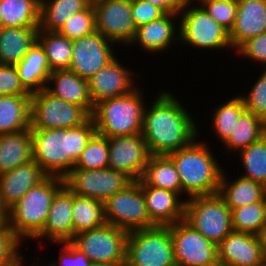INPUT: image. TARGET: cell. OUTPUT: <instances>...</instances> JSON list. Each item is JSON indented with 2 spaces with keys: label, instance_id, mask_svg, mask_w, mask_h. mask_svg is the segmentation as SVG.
I'll use <instances>...</instances> for the list:
<instances>
[{
  "label": "cell",
  "instance_id": "cell-9",
  "mask_svg": "<svg viewBox=\"0 0 266 266\" xmlns=\"http://www.w3.org/2000/svg\"><path fill=\"white\" fill-rule=\"evenodd\" d=\"M90 118L83 107L53 96L45 88L31 93V130L70 129L83 125Z\"/></svg>",
  "mask_w": 266,
  "mask_h": 266
},
{
  "label": "cell",
  "instance_id": "cell-8",
  "mask_svg": "<svg viewBox=\"0 0 266 266\" xmlns=\"http://www.w3.org/2000/svg\"><path fill=\"white\" fill-rule=\"evenodd\" d=\"M184 220L216 245L233 231L231 210L218 193L188 198Z\"/></svg>",
  "mask_w": 266,
  "mask_h": 266
},
{
  "label": "cell",
  "instance_id": "cell-5",
  "mask_svg": "<svg viewBox=\"0 0 266 266\" xmlns=\"http://www.w3.org/2000/svg\"><path fill=\"white\" fill-rule=\"evenodd\" d=\"M144 93V89L137 86L126 95L96 103L91 114L96 133L107 138L141 134L144 109L147 104L144 101Z\"/></svg>",
  "mask_w": 266,
  "mask_h": 266
},
{
  "label": "cell",
  "instance_id": "cell-29",
  "mask_svg": "<svg viewBox=\"0 0 266 266\" xmlns=\"http://www.w3.org/2000/svg\"><path fill=\"white\" fill-rule=\"evenodd\" d=\"M31 95L0 96V134L30 129Z\"/></svg>",
  "mask_w": 266,
  "mask_h": 266
},
{
  "label": "cell",
  "instance_id": "cell-35",
  "mask_svg": "<svg viewBox=\"0 0 266 266\" xmlns=\"http://www.w3.org/2000/svg\"><path fill=\"white\" fill-rule=\"evenodd\" d=\"M225 102V103H224ZM218 105L215 109H212V131L215 134L216 139L224 144L230 137L234 125L240 118L241 114L246 110L242 98L236 94V96L229 98L228 101H224Z\"/></svg>",
  "mask_w": 266,
  "mask_h": 266
},
{
  "label": "cell",
  "instance_id": "cell-45",
  "mask_svg": "<svg viewBox=\"0 0 266 266\" xmlns=\"http://www.w3.org/2000/svg\"><path fill=\"white\" fill-rule=\"evenodd\" d=\"M56 245L61 246L59 260L53 259L52 262H44L45 266H91L92 262L71 242L57 243Z\"/></svg>",
  "mask_w": 266,
  "mask_h": 266
},
{
  "label": "cell",
  "instance_id": "cell-24",
  "mask_svg": "<svg viewBox=\"0 0 266 266\" xmlns=\"http://www.w3.org/2000/svg\"><path fill=\"white\" fill-rule=\"evenodd\" d=\"M45 89L53 96L83 107L90 115L94 110L89 82L68 69L52 71Z\"/></svg>",
  "mask_w": 266,
  "mask_h": 266
},
{
  "label": "cell",
  "instance_id": "cell-32",
  "mask_svg": "<svg viewBox=\"0 0 266 266\" xmlns=\"http://www.w3.org/2000/svg\"><path fill=\"white\" fill-rule=\"evenodd\" d=\"M92 0H50L40 7L39 30L59 31L70 16L83 11Z\"/></svg>",
  "mask_w": 266,
  "mask_h": 266
},
{
  "label": "cell",
  "instance_id": "cell-27",
  "mask_svg": "<svg viewBox=\"0 0 266 266\" xmlns=\"http://www.w3.org/2000/svg\"><path fill=\"white\" fill-rule=\"evenodd\" d=\"M33 161L31 129L0 134V175Z\"/></svg>",
  "mask_w": 266,
  "mask_h": 266
},
{
  "label": "cell",
  "instance_id": "cell-38",
  "mask_svg": "<svg viewBox=\"0 0 266 266\" xmlns=\"http://www.w3.org/2000/svg\"><path fill=\"white\" fill-rule=\"evenodd\" d=\"M234 231L262 236L266 227V199L231 210Z\"/></svg>",
  "mask_w": 266,
  "mask_h": 266
},
{
  "label": "cell",
  "instance_id": "cell-23",
  "mask_svg": "<svg viewBox=\"0 0 266 266\" xmlns=\"http://www.w3.org/2000/svg\"><path fill=\"white\" fill-rule=\"evenodd\" d=\"M48 175L33 160L0 175V197L9 209L21 199L30 188L38 185Z\"/></svg>",
  "mask_w": 266,
  "mask_h": 266
},
{
  "label": "cell",
  "instance_id": "cell-47",
  "mask_svg": "<svg viewBox=\"0 0 266 266\" xmlns=\"http://www.w3.org/2000/svg\"><path fill=\"white\" fill-rule=\"evenodd\" d=\"M132 17L135 27L160 19L166 13L156 5L142 0H131Z\"/></svg>",
  "mask_w": 266,
  "mask_h": 266
},
{
  "label": "cell",
  "instance_id": "cell-22",
  "mask_svg": "<svg viewBox=\"0 0 266 266\" xmlns=\"http://www.w3.org/2000/svg\"><path fill=\"white\" fill-rule=\"evenodd\" d=\"M238 9L229 39L233 50L246 40L266 32V0H238Z\"/></svg>",
  "mask_w": 266,
  "mask_h": 266
},
{
  "label": "cell",
  "instance_id": "cell-43",
  "mask_svg": "<svg viewBox=\"0 0 266 266\" xmlns=\"http://www.w3.org/2000/svg\"><path fill=\"white\" fill-rule=\"evenodd\" d=\"M23 242L7 226L0 229V266H16L23 258Z\"/></svg>",
  "mask_w": 266,
  "mask_h": 266
},
{
  "label": "cell",
  "instance_id": "cell-18",
  "mask_svg": "<svg viewBox=\"0 0 266 266\" xmlns=\"http://www.w3.org/2000/svg\"><path fill=\"white\" fill-rule=\"evenodd\" d=\"M120 61L116 56L88 80L94 105L104 99L126 95L140 86L137 81L135 82L136 77L140 75Z\"/></svg>",
  "mask_w": 266,
  "mask_h": 266
},
{
  "label": "cell",
  "instance_id": "cell-15",
  "mask_svg": "<svg viewBox=\"0 0 266 266\" xmlns=\"http://www.w3.org/2000/svg\"><path fill=\"white\" fill-rule=\"evenodd\" d=\"M114 46L115 43L97 31L73 40L68 70L88 81L118 55Z\"/></svg>",
  "mask_w": 266,
  "mask_h": 266
},
{
  "label": "cell",
  "instance_id": "cell-11",
  "mask_svg": "<svg viewBox=\"0 0 266 266\" xmlns=\"http://www.w3.org/2000/svg\"><path fill=\"white\" fill-rule=\"evenodd\" d=\"M128 232L109 223L79 232L70 241L92 263L125 264Z\"/></svg>",
  "mask_w": 266,
  "mask_h": 266
},
{
  "label": "cell",
  "instance_id": "cell-19",
  "mask_svg": "<svg viewBox=\"0 0 266 266\" xmlns=\"http://www.w3.org/2000/svg\"><path fill=\"white\" fill-rule=\"evenodd\" d=\"M217 252L224 266H257L266 259L262 236L234 230L217 245Z\"/></svg>",
  "mask_w": 266,
  "mask_h": 266
},
{
  "label": "cell",
  "instance_id": "cell-17",
  "mask_svg": "<svg viewBox=\"0 0 266 266\" xmlns=\"http://www.w3.org/2000/svg\"><path fill=\"white\" fill-rule=\"evenodd\" d=\"M178 20V21H177ZM179 13H166L160 19L136 28V34L128 47L137 45L145 54L158 55L171 47H180ZM142 48V49H141ZM155 53V54H154Z\"/></svg>",
  "mask_w": 266,
  "mask_h": 266
},
{
  "label": "cell",
  "instance_id": "cell-21",
  "mask_svg": "<svg viewBox=\"0 0 266 266\" xmlns=\"http://www.w3.org/2000/svg\"><path fill=\"white\" fill-rule=\"evenodd\" d=\"M150 220L156 226H169L184 219L185 201L177 192L148 186L141 179Z\"/></svg>",
  "mask_w": 266,
  "mask_h": 266
},
{
  "label": "cell",
  "instance_id": "cell-12",
  "mask_svg": "<svg viewBox=\"0 0 266 266\" xmlns=\"http://www.w3.org/2000/svg\"><path fill=\"white\" fill-rule=\"evenodd\" d=\"M65 185L75 194L105 202L113 194L128 188L135 180L126 172L103 169H72L64 178Z\"/></svg>",
  "mask_w": 266,
  "mask_h": 266
},
{
  "label": "cell",
  "instance_id": "cell-42",
  "mask_svg": "<svg viewBox=\"0 0 266 266\" xmlns=\"http://www.w3.org/2000/svg\"><path fill=\"white\" fill-rule=\"evenodd\" d=\"M263 70V71H262ZM261 74L255 80L247 94H239L246 110L259 116L266 122V68L261 69Z\"/></svg>",
  "mask_w": 266,
  "mask_h": 266
},
{
  "label": "cell",
  "instance_id": "cell-48",
  "mask_svg": "<svg viewBox=\"0 0 266 266\" xmlns=\"http://www.w3.org/2000/svg\"><path fill=\"white\" fill-rule=\"evenodd\" d=\"M161 8L165 13H179L188 0H142Z\"/></svg>",
  "mask_w": 266,
  "mask_h": 266
},
{
  "label": "cell",
  "instance_id": "cell-46",
  "mask_svg": "<svg viewBox=\"0 0 266 266\" xmlns=\"http://www.w3.org/2000/svg\"><path fill=\"white\" fill-rule=\"evenodd\" d=\"M31 95L21 84L15 65L0 64V96Z\"/></svg>",
  "mask_w": 266,
  "mask_h": 266
},
{
  "label": "cell",
  "instance_id": "cell-34",
  "mask_svg": "<svg viewBox=\"0 0 266 266\" xmlns=\"http://www.w3.org/2000/svg\"><path fill=\"white\" fill-rule=\"evenodd\" d=\"M37 41L43 47L52 71L69 68L72 59V40L58 31L38 29Z\"/></svg>",
  "mask_w": 266,
  "mask_h": 266
},
{
  "label": "cell",
  "instance_id": "cell-37",
  "mask_svg": "<svg viewBox=\"0 0 266 266\" xmlns=\"http://www.w3.org/2000/svg\"><path fill=\"white\" fill-rule=\"evenodd\" d=\"M242 163L240 176L261 183L266 187V134L236 154ZM245 171V172H244Z\"/></svg>",
  "mask_w": 266,
  "mask_h": 266
},
{
  "label": "cell",
  "instance_id": "cell-16",
  "mask_svg": "<svg viewBox=\"0 0 266 266\" xmlns=\"http://www.w3.org/2000/svg\"><path fill=\"white\" fill-rule=\"evenodd\" d=\"M108 168L124 171L135 181L141 180L151 156L147 143L141 134L114 136L108 138Z\"/></svg>",
  "mask_w": 266,
  "mask_h": 266
},
{
  "label": "cell",
  "instance_id": "cell-14",
  "mask_svg": "<svg viewBox=\"0 0 266 266\" xmlns=\"http://www.w3.org/2000/svg\"><path fill=\"white\" fill-rule=\"evenodd\" d=\"M95 27L116 46H126L135 37L136 27L132 17L131 0H92Z\"/></svg>",
  "mask_w": 266,
  "mask_h": 266
},
{
  "label": "cell",
  "instance_id": "cell-6",
  "mask_svg": "<svg viewBox=\"0 0 266 266\" xmlns=\"http://www.w3.org/2000/svg\"><path fill=\"white\" fill-rule=\"evenodd\" d=\"M194 3V0H188L179 12L180 46L193 47L195 51L219 50L220 53L227 49L226 52H233L229 31L217 23L199 3Z\"/></svg>",
  "mask_w": 266,
  "mask_h": 266
},
{
  "label": "cell",
  "instance_id": "cell-50",
  "mask_svg": "<svg viewBox=\"0 0 266 266\" xmlns=\"http://www.w3.org/2000/svg\"><path fill=\"white\" fill-rule=\"evenodd\" d=\"M91 266H125V264H103V263H92Z\"/></svg>",
  "mask_w": 266,
  "mask_h": 266
},
{
  "label": "cell",
  "instance_id": "cell-44",
  "mask_svg": "<svg viewBox=\"0 0 266 266\" xmlns=\"http://www.w3.org/2000/svg\"><path fill=\"white\" fill-rule=\"evenodd\" d=\"M234 52L238 57L241 55L242 59L252 60L266 68V32L246 40Z\"/></svg>",
  "mask_w": 266,
  "mask_h": 266
},
{
  "label": "cell",
  "instance_id": "cell-2",
  "mask_svg": "<svg viewBox=\"0 0 266 266\" xmlns=\"http://www.w3.org/2000/svg\"><path fill=\"white\" fill-rule=\"evenodd\" d=\"M95 133L92 118L70 129L31 130L33 160L48 176L65 178Z\"/></svg>",
  "mask_w": 266,
  "mask_h": 266
},
{
  "label": "cell",
  "instance_id": "cell-1",
  "mask_svg": "<svg viewBox=\"0 0 266 266\" xmlns=\"http://www.w3.org/2000/svg\"><path fill=\"white\" fill-rule=\"evenodd\" d=\"M183 104L172 92L162 89L145 106L141 135L151 155H167L198 137L199 124Z\"/></svg>",
  "mask_w": 266,
  "mask_h": 266
},
{
  "label": "cell",
  "instance_id": "cell-30",
  "mask_svg": "<svg viewBox=\"0 0 266 266\" xmlns=\"http://www.w3.org/2000/svg\"><path fill=\"white\" fill-rule=\"evenodd\" d=\"M266 134V122L259 116L252 112L245 110L237 123L234 125L229 139L223 144L225 150L235 155L250 146L252 143L258 141Z\"/></svg>",
  "mask_w": 266,
  "mask_h": 266
},
{
  "label": "cell",
  "instance_id": "cell-41",
  "mask_svg": "<svg viewBox=\"0 0 266 266\" xmlns=\"http://www.w3.org/2000/svg\"><path fill=\"white\" fill-rule=\"evenodd\" d=\"M204 10L229 32L233 28L238 3L232 0H195Z\"/></svg>",
  "mask_w": 266,
  "mask_h": 266
},
{
  "label": "cell",
  "instance_id": "cell-33",
  "mask_svg": "<svg viewBox=\"0 0 266 266\" xmlns=\"http://www.w3.org/2000/svg\"><path fill=\"white\" fill-rule=\"evenodd\" d=\"M2 27H39L40 6L35 0H0Z\"/></svg>",
  "mask_w": 266,
  "mask_h": 266
},
{
  "label": "cell",
  "instance_id": "cell-4",
  "mask_svg": "<svg viewBox=\"0 0 266 266\" xmlns=\"http://www.w3.org/2000/svg\"><path fill=\"white\" fill-rule=\"evenodd\" d=\"M64 184V178L47 176L8 209V227L23 243L42 231L54 196Z\"/></svg>",
  "mask_w": 266,
  "mask_h": 266
},
{
  "label": "cell",
  "instance_id": "cell-36",
  "mask_svg": "<svg viewBox=\"0 0 266 266\" xmlns=\"http://www.w3.org/2000/svg\"><path fill=\"white\" fill-rule=\"evenodd\" d=\"M72 219L74 235L102 226L106 223L103 202L73 193Z\"/></svg>",
  "mask_w": 266,
  "mask_h": 266
},
{
  "label": "cell",
  "instance_id": "cell-31",
  "mask_svg": "<svg viewBox=\"0 0 266 266\" xmlns=\"http://www.w3.org/2000/svg\"><path fill=\"white\" fill-rule=\"evenodd\" d=\"M141 179L148 186L177 192L183 198L178 172L167 155H151Z\"/></svg>",
  "mask_w": 266,
  "mask_h": 266
},
{
  "label": "cell",
  "instance_id": "cell-54",
  "mask_svg": "<svg viewBox=\"0 0 266 266\" xmlns=\"http://www.w3.org/2000/svg\"><path fill=\"white\" fill-rule=\"evenodd\" d=\"M257 266H266V259L261 264H259Z\"/></svg>",
  "mask_w": 266,
  "mask_h": 266
},
{
  "label": "cell",
  "instance_id": "cell-40",
  "mask_svg": "<svg viewBox=\"0 0 266 266\" xmlns=\"http://www.w3.org/2000/svg\"><path fill=\"white\" fill-rule=\"evenodd\" d=\"M58 32L72 41L96 32L92 3L83 11L70 16Z\"/></svg>",
  "mask_w": 266,
  "mask_h": 266
},
{
  "label": "cell",
  "instance_id": "cell-10",
  "mask_svg": "<svg viewBox=\"0 0 266 266\" xmlns=\"http://www.w3.org/2000/svg\"><path fill=\"white\" fill-rule=\"evenodd\" d=\"M105 222L126 232L156 226L147 212L141 180L103 202Z\"/></svg>",
  "mask_w": 266,
  "mask_h": 266
},
{
  "label": "cell",
  "instance_id": "cell-52",
  "mask_svg": "<svg viewBox=\"0 0 266 266\" xmlns=\"http://www.w3.org/2000/svg\"><path fill=\"white\" fill-rule=\"evenodd\" d=\"M50 0H35V2L41 7L44 3L48 2Z\"/></svg>",
  "mask_w": 266,
  "mask_h": 266
},
{
  "label": "cell",
  "instance_id": "cell-7",
  "mask_svg": "<svg viewBox=\"0 0 266 266\" xmlns=\"http://www.w3.org/2000/svg\"><path fill=\"white\" fill-rule=\"evenodd\" d=\"M125 266H176L170 225L129 232Z\"/></svg>",
  "mask_w": 266,
  "mask_h": 266
},
{
  "label": "cell",
  "instance_id": "cell-49",
  "mask_svg": "<svg viewBox=\"0 0 266 266\" xmlns=\"http://www.w3.org/2000/svg\"><path fill=\"white\" fill-rule=\"evenodd\" d=\"M8 226V209L2 204L0 197V229Z\"/></svg>",
  "mask_w": 266,
  "mask_h": 266
},
{
  "label": "cell",
  "instance_id": "cell-3",
  "mask_svg": "<svg viewBox=\"0 0 266 266\" xmlns=\"http://www.w3.org/2000/svg\"><path fill=\"white\" fill-rule=\"evenodd\" d=\"M200 134L188 146L167 154L176 167L182 194L187 199L218 193L224 170L210 144L202 141Z\"/></svg>",
  "mask_w": 266,
  "mask_h": 266
},
{
  "label": "cell",
  "instance_id": "cell-55",
  "mask_svg": "<svg viewBox=\"0 0 266 266\" xmlns=\"http://www.w3.org/2000/svg\"><path fill=\"white\" fill-rule=\"evenodd\" d=\"M2 15H1V10H0V27H2Z\"/></svg>",
  "mask_w": 266,
  "mask_h": 266
},
{
  "label": "cell",
  "instance_id": "cell-39",
  "mask_svg": "<svg viewBox=\"0 0 266 266\" xmlns=\"http://www.w3.org/2000/svg\"><path fill=\"white\" fill-rule=\"evenodd\" d=\"M109 163L108 138L95 133L88 141L73 169H103Z\"/></svg>",
  "mask_w": 266,
  "mask_h": 266
},
{
  "label": "cell",
  "instance_id": "cell-25",
  "mask_svg": "<svg viewBox=\"0 0 266 266\" xmlns=\"http://www.w3.org/2000/svg\"><path fill=\"white\" fill-rule=\"evenodd\" d=\"M223 170L218 194L224 199L230 210L266 199V187L258 182L238 176L230 181ZM226 172V173H225Z\"/></svg>",
  "mask_w": 266,
  "mask_h": 266
},
{
  "label": "cell",
  "instance_id": "cell-51",
  "mask_svg": "<svg viewBox=\"0 0 266 266\" xmlns=\"http://www.w3.org/2000/svg\"><path fill=\"white\" fill-rule=\"evenodd\" d=\"M262 240H263V245H264V251L266 254V227H265L264 232L262 234Z\"/></svg>",
  "mask_w": 266,
  "mask_h": 266
},
{
  "label": "cell",
  "instance_id": "cell-26",
  "mask_svg": "<svg viewBox=\"0 0 266 266\" xmlns=\"http://www.w3.org/2000/svg\"><path fill=\"white\" fill-rule=\"evenodd\" d=\"M15 67L21 84L30 94L44 89L52 72L44 49L38 41Z\"/></svg>",
  "mask_w": 266,
  "mask_h": 266
},
{
  "label": "cell",
  "instance_id": "cell-28",
  "mask_svg": "<svg viewBox=\"0 0 266 266\" xmlns=\"http://www.w3.org/2000/svg\"><path fill=\"white\" fill-rule=\"evenodd\" d=\"M39 27H0V64H17L37 41Z\"/></svg>",
  "mask_w": 266,
  "mask_h": 266
},
{
  "label": "cell",
  "instance_id": "cell-56",
  "mask_svg": "<svg viewBox=\"0 0 266 266\" xmlns=\"http://www.w3.org/2000/svg\"><path fill=\"white\" fill-rule=\"evenodd\" d=\"M215 266H224V265L218 263V264H216Z\"/></svg>",
  "mask_w": 266,
  "mask_h": 266
},
{
  "label": "cell",
  "instance_id": "cell-53",
  "mask_svg": "<svg viewBox=\"0 0 266 266\" xmlns=\"http://www.w3.org/2000/svg\"><path fill=\"white\" fill-rule=\"evenodd\" d=\"M25 263H26L25 258H23L16 266H26ZM41 266H45V265L43 264Z\"/></svg>",
  "mask_w": 266,
  "mask_h": 266
},
{
  "label": "cell",
  "instance_id": "cell-20",
  "mask_svg": "<svg viewBox=\"0 0 266 266\" xmlns=\"http://www.w3.org/2000/svg\"><path fill=\"white\" fill-rule=\"evenodd\" d=\"M73 192L64 184L55 194L42 231L33 239L37 243L70 242L74 237L72 219Z\"/></svg>",
  "mask_w": 266,
  "mask_h": 266
},
{
  "label": "cell",
  "instance_id": "cell-13",
  "mask_svg": "<svg viewBox=\"0 0 266 266\" xmlns=\"http://www.w3.org/2000/svg\"><path fill=\"white\" fill-rule=\"evenodd\" d=\"M176 266H215L217 245L184 219L170 225Z\"/></svg>",
  "mask_w": 266,
  "mask_h": 266
}]
</instances>
